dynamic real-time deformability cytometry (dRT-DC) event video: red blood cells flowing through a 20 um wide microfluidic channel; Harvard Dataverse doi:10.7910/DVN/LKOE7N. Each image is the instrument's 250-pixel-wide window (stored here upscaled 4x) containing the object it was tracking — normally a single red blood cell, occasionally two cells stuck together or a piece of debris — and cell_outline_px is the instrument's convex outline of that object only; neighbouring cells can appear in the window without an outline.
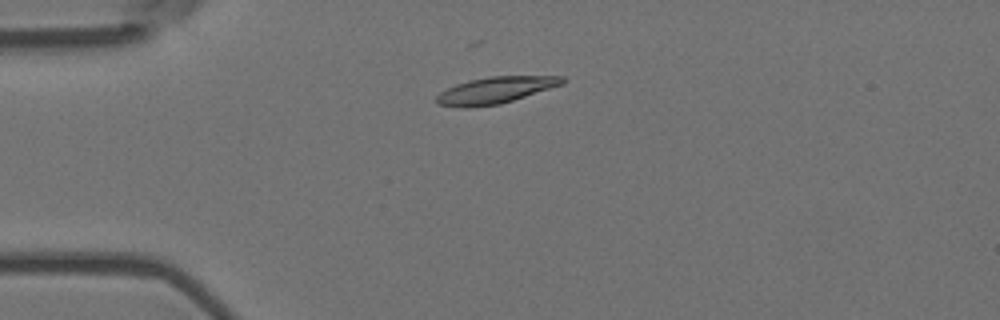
{"species": "Egyptian fruit bat (a non-hibernating species)", "species_latin": "Rousettus aegyptiacus", "temperature_condition": "room temperature", "stored_images_in_passage": 7, "camera_frame_rate_fps": 3000, "um_per_image_px": 0.085, "animal": {"sex": "female"}, "frame": {"image": 1, "passage_image": 4, "time_ms": 1.0, "image_size_px": [1000, 320], "cell_outline_px": [[568, 80], [564, 84], [500, 104], [468, 108], [464, 108], [440, 104], [436, 100], [436, 96], [440, 92], [456, 84], [488, 76], [564, 76]], "centroid_in_image_um": [42.16, 7.66], "position_along_channel_um": 42.8, "area_um2": 19.42}}
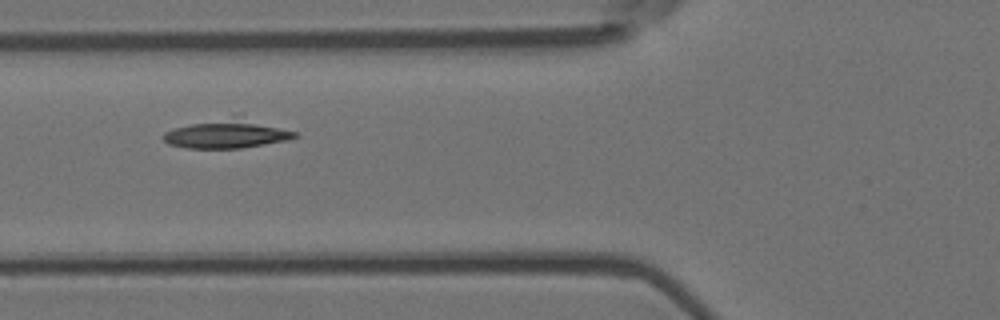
{"frame": {"image": 2, "passage_image": 6, "time_ms": 1.667, "image_size_px": [1000, 320], "cell_outline_px": [[300, 136], [288, 140], [240, 148], [188, 148], [168, 144], [164, 140], [164, 132], [172, 128], [192, 124], [252, 124], [276, 128], [296, 132]], "centroid_in_image_um": [19.16, 11.54], "position_along_channel_um": 106.6, "area_um2": 18.73}}
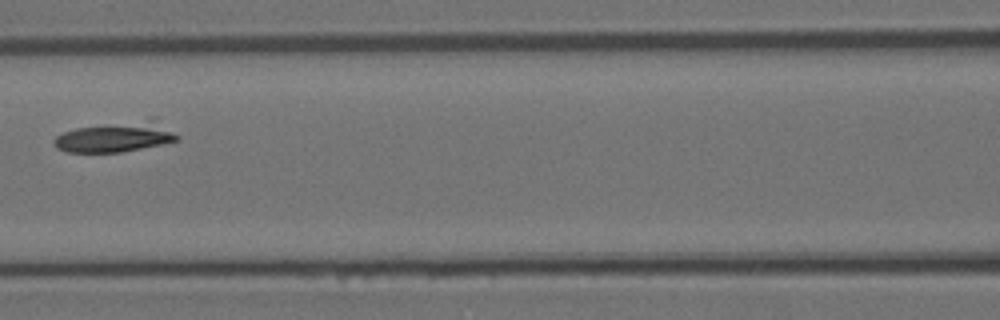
{"frame": {"image": 3, "passage_image": 7, "time_ms": 2.0, "image_size_px": [1000, 320], "cell_outline_px": [[180, 140], [120, 152], [64, 152], [56, 148], [52, 140], [56, 136], [64, 132], [76, 128], [148, 116], [156, 116], [180, 136]], "centroid_in_image_um": [9.91, 11.57], "position_along_channel_um": 156.7, "area_um2": 22.6}}